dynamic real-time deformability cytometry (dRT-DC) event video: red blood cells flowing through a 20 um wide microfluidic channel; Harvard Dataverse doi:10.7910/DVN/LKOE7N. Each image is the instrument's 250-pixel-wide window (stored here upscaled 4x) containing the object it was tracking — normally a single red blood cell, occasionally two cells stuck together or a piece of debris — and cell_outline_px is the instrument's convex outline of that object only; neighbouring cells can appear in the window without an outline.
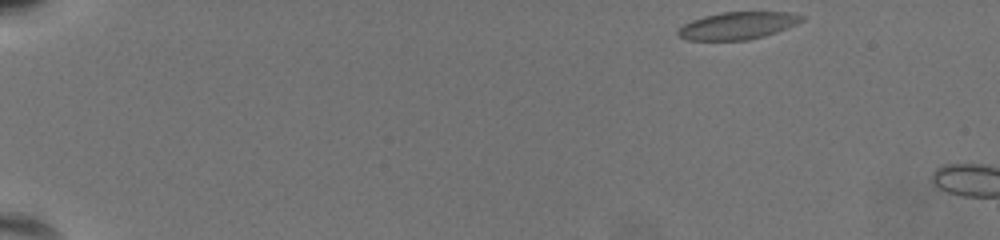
{"species": "common noctule bat (a hibernating species)", "species_latin": "Nyctalus noctula", "temperature_condition": "warm", "stored_images_in_passage": 5, "camera_frame_rate_fps": 3000, "um_per_image_px": 0.085, "animal": {"sex": "female", "body_mass_g": 19.5, "forearm_length_mm": 54.1}, "frame": {"image": 1, "passage_image": 1, "time_ms": 0.0, "image_size_px": [1000, 240], "cell_outline_px": [[804, 20], [796, 24], [776, 32], [764, 36], [748, 40], [688, 40], [680, 36], [676, 32], [684, 24], [692, 20], [704, 16], [724, 12], [788, 12], [804, 16]], "centroid_in_image_um": [62.71, 2.18], "position_along_channel_um": 22.3, "area_um2": 19.54}}